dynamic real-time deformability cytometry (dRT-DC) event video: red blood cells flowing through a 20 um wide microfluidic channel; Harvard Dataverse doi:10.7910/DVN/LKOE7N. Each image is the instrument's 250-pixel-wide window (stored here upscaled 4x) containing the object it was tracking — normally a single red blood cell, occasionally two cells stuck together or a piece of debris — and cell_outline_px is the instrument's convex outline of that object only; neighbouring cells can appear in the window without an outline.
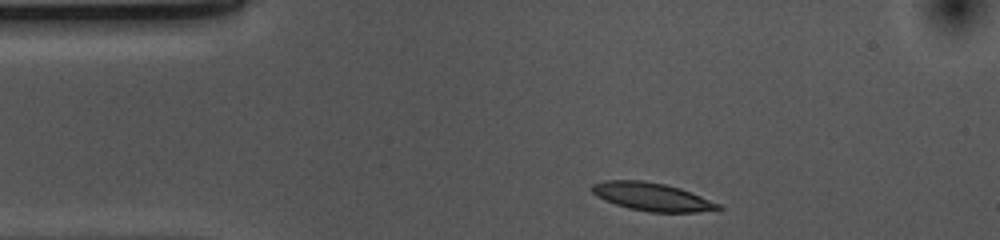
{"species": "common noctule bat (a hibernating species)", "species_latin": "Nyctalus noctula", "temperature_condition": "cold", "stored_images_in_passage": 34, "camera_frame_rate_fps": 3000, "um_per_image_px": 0.085, "animal": {"sex": "female", "body_mass_g": 10.0, "forearm_length_mm": 53.1}, "frame": {"image": 1, "passage_image": 1, "time_ms": 0.0, "image_size_px": [1000, 240], "cell_outline_px": [[724, 208], [696, 212], [648, 212], [628, 208], [604, 200], [596, 196], [588, 188], [592, 184], [604, 180], [644, 180], [664, 184], [680, 188], [720, 204]], "centroid_in_image_um": [55.36, 16.72], "position_along_channel_um": 29.6, "area_um2": 20.69}}
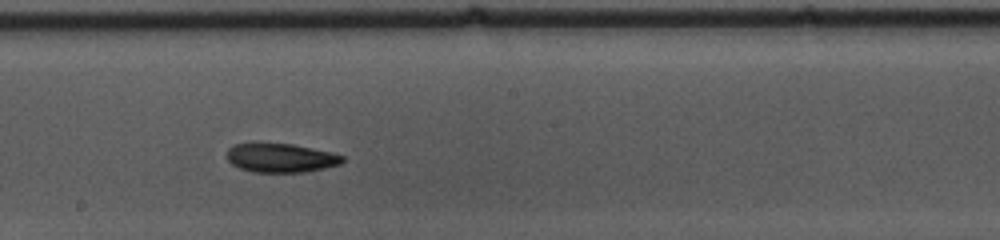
{"frame": {"image": 2, "passage_image": 20, "time_ms": 6.333, "image_size_px": [1000, 240], "cell_outline_px": [[344, 160], [340, 164], [324, 168], [304, 172], [252, 172], [240, 168], [232, 164], [228, 160], [228, 148], [232, 144], [292, 144], [332, 152], [344, 156]], "centroid_in_image_um": [23.88, 13.43], "position_along_channel_um": 224.3, "area_um2": 19.31}}
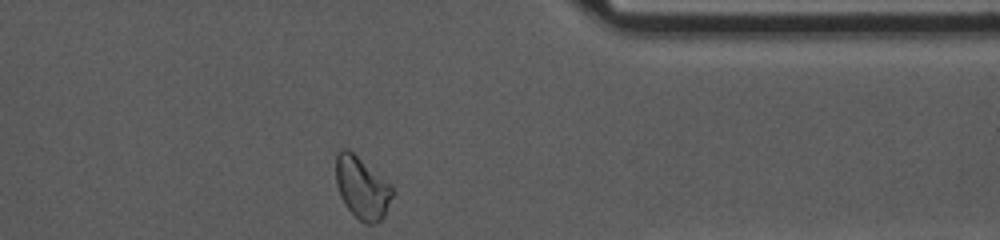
{"frame": {"image": 3, "passage_image": 34, "time_ms": 11.0, "image_size_px": [1000, 240], "cell_outline_px": [[396, 192], [384, 216], [376, 224], [364, 224], [344, 204], [340, 196], [336, 184], [336, 152], [340, 148], [348, 148], [388, 184]], "centroid_in_image_um": [30.76, 15.98], "position_along_channel_um": 380.6, "area_um2": 20.29}, "authors_computed_cell_mechanics": {"area_um2": 20.2011, "velocity_mm_per_s": 3.678, "shape_relaxation_time_tau1_ms": 2.5724, "shape_relaxation_time_tau2_ms": 3.546, "deformation_change_tau1": 0.104, "deformation_change_tau2": 0.089}}